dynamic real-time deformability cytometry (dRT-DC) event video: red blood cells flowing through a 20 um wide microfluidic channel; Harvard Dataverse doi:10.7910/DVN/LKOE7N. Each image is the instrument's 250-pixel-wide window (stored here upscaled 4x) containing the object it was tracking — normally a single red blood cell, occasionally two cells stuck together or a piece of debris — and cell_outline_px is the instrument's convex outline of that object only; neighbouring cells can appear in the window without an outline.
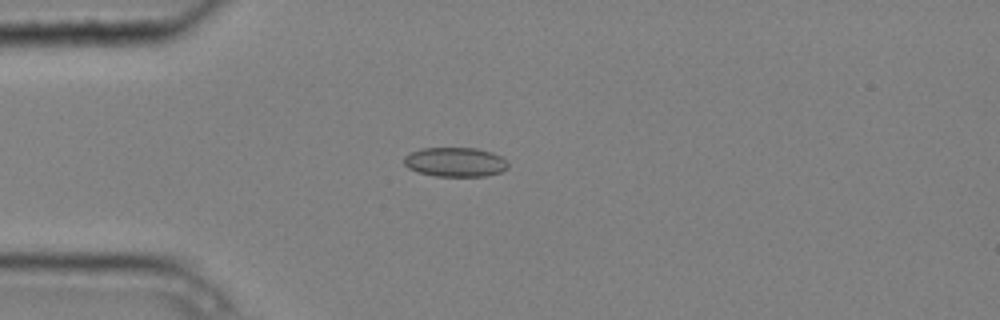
{"species": "common noctule bat (a hibernating species)", "species_latin": "Nyctalus noctula", "temperature_condition": "cold", "stored_images_in_passage": 5, "camera_frame_rate_fps": 3000, "um_per_image_px": 0.085, "animal": {"sex": "male", "body_mass_g": 20.4}, "frame": {"image": 1, "passage_image": 3, "time_ms": 0.667, "image_size_px": [1000, 320], "cell_outline_px": [[508, 168], [500, 172], [484, 176], [436, 176], [420, 172], [408, 168], [404, 164], [404, 156], [420, 148], [476, 148], [492, 152], [500, 156], [508, 164]], "centroid_in_image_um": [38.69, 13.77], "position_along_channel_um": 46.3, "area_um2": 17.69}}
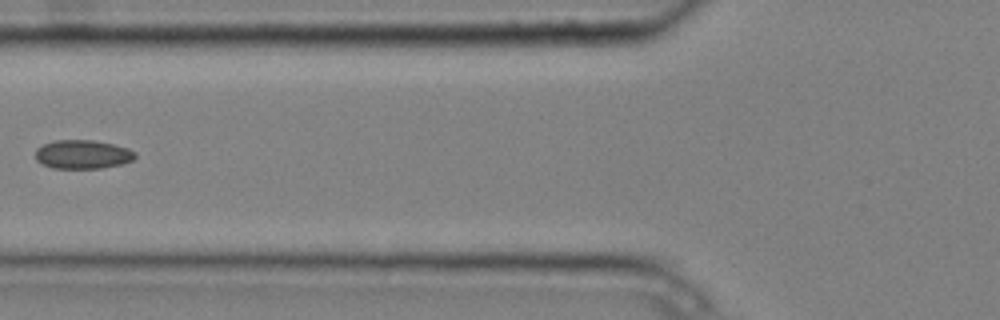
{"frame": {"image": 2, "passage_image": 5, "time_ms": 1.333, "image_size_px": [1000, 320], "cell_outline_px": [[136, 156], [132, 160], [120, 164], [100, 168], [52, 168], [36, 160], [36, 148], [52, 140], [92, 140], [112, 144], [128, 148], [136, 152]], "centroid_in_image_um": [7.01, 13.11], "position_along_channel_um": 118.8, "area_um2": 16.65}}